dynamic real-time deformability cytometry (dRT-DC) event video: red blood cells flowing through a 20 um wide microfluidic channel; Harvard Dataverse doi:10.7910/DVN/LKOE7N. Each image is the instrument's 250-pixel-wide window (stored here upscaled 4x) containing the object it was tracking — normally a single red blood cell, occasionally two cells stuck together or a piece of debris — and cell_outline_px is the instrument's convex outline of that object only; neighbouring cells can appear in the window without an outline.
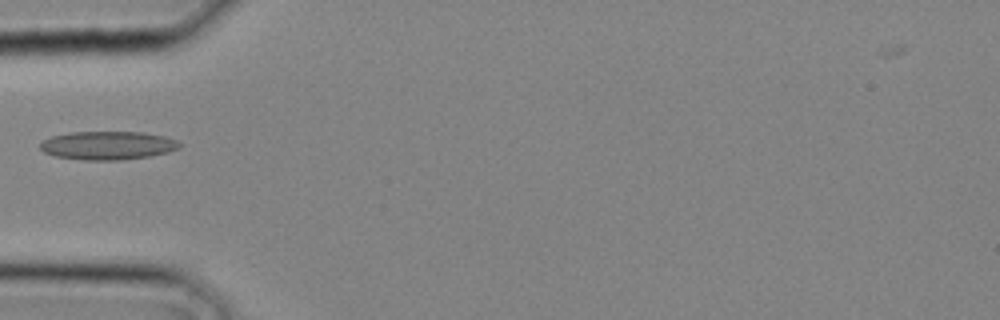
{"species": "common noctule bat (a hibernating species)", "species_latin": "Nyctalus noctula", "temperature_condition": "cold", "stored_images_in_passage": 10, "camera_frame_rate_fps": 3000, "um_per_image_px": 0.085, "animal": {"sex": "male", "body_mass_g": 20.4}, "frame": {"image": 1, "passage_image": 9, "time_ms": 2.667, "image_size_px": [1000, 320], "cell_outline_px": [[184, 144], [180, 148], [168, 152], [148, 156], [120, 160], [84, 160], [56, 156], [44, 152], [40, 148], [40, 144], [44, 140], [52, 136], [68, 132], [140, 132], [164, 136], [176, 140]], "centroid_in_image_um": [9.18, 12.36], "position_along_channel_um": 75.8, "area_um2": 23.06}}